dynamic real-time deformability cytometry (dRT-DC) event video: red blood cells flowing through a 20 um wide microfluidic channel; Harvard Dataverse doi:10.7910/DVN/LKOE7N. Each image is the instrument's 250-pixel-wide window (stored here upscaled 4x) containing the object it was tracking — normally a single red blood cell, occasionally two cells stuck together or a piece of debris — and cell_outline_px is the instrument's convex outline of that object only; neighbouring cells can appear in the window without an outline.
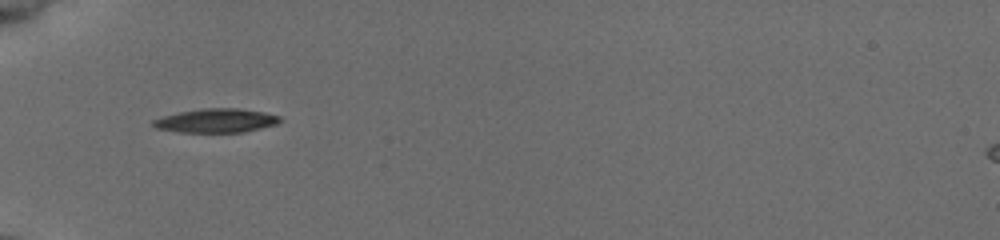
{"species": "common noctule bat (a hibernating species)", "species_latin": "Nyctalus noctula", "temperature_condition": "cold", "stored_images_in_passage": 35, "camera_frame_rate_fps": 3000, "um_per_image_px": 0.085, "animal": {"sex": "female", "body_mass_g": 19.5, "forearm_length_mm": 54.1}, "frame": {"image": 1, "passage_image": 1, "time_ms": 0.0, "image_size_px": [1000, 240], "cell_outline_px": [[284, 120], [276, 124], [244, 132], [180, 132], [156, 128], [152, 124], [152, 120], [164, 116], [180, 112], [204, 108], [236, 108], [264, 112], [280, 116]], "centroid_in_image_um": [18.4, 10.25], "position_along_channel_um": 66.6, "area_um2": 17.57}}
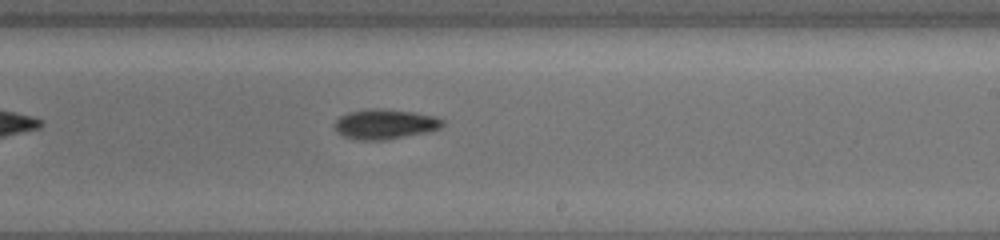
{"frame": {"image": 2, "passage_image": 16, "time_ms": 5.0, "image_size_px": [1000, 240], "cell_outline_px": [[444, 124], [440, 128], [424, 132], [384, 140], [352, 140], [336, 132], [336, 120], [340, 116], [348, 112], [372, 108], [412, 112], [436, 116], [444, 120]], "centroid_in_image_um": [32.7, 10.55], "position_along_channel_um": 256.3, "area_um2": 18.61}}
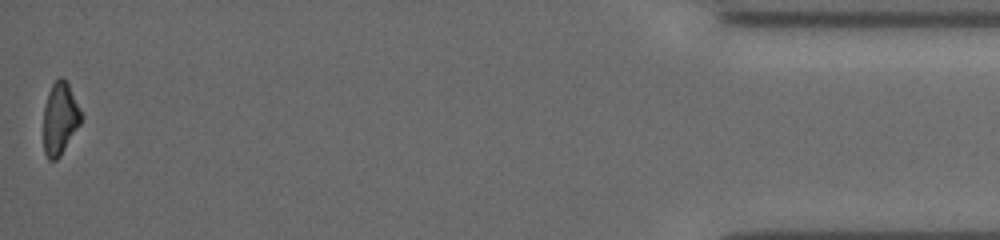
{"frame": {"image": 3, "passage_image": 35, "time_ms": 11.333, "image_size_px": [1000, 240], "cell_outline_px": [[84, 116], [80, 124], [60, 156], [56, 160], [48, 160], [44, 152], [44, 104], [48, 92], [56, 76], [64, 76]], "centroid_in_image_um": [5.1, 10.03], "position_along_channel_um": 430.1, "area_um2": 16.07}, "authors_computed_cell_mechanics": {"area_um2": 17.8602, "velocity_mm_per_s": 3.9331, "shape_relaxation_time_tau1_ms": 2.9926, "shape_relaxation_time_tau2_ms": null, "deformation_change_tau1": 0.143, "deformation_change_tau2": null}}